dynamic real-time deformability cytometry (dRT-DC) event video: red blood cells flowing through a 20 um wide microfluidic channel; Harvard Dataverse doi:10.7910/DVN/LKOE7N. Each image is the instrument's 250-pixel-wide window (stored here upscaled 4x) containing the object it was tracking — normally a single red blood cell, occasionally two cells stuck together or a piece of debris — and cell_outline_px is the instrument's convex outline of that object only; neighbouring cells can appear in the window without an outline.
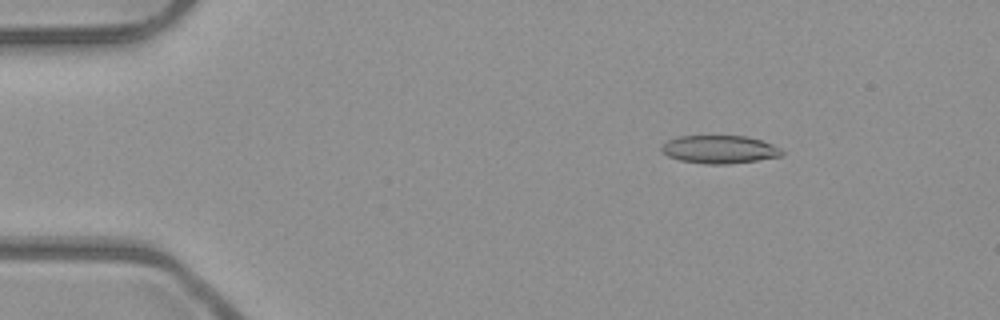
{"species": "common noctule bat (a hibernating species)", "species_latin": "Nyctalus noctula", "temperature_condition": "room temperature", "stored_images_in_passage": 49, "camera_frame_rate_fps": 3000, "um_per_image_px": 0.085, "animal": {"sex": "male", "body_mass_g": 23.1, "forearm_length_mm": 52.7}, "frame": {"image": 1, "passage_image": 5, "time_ms": 1.333, "image_size_px": [1000, 320], "cell_outline_px": [[784, 152], [780, 156], [756, 160], [728, 164], [704, 164], [680, 160], [668, 156], [660, 148], [668, 140], [680, 136], [744, 136], [760, 140], [772, 144], [780, 148]], "centroid_in_image_um": [61.15, 12.7], "position_along_channel_um": 23.8, "area_um2": 19.42}}
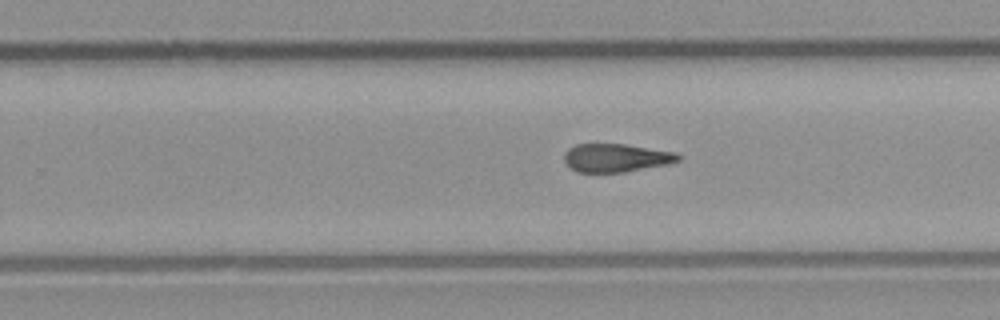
{"frame": {"image": 2, "passage_image": 30, "time_ms": 9.667, "image_size_px": [1000, 320], "cell_outline_px": [[680, 160], [668, 164], [624, 172], [576, 172], [564, 160], [564, 152], [568, 148], [576, 144], [624, 144], [676, 152], [680, 156]], "centroid_in_image_um": [52.36, 13.41], "position_along_channel_um": 277.4, "area_um2": 18.73}}
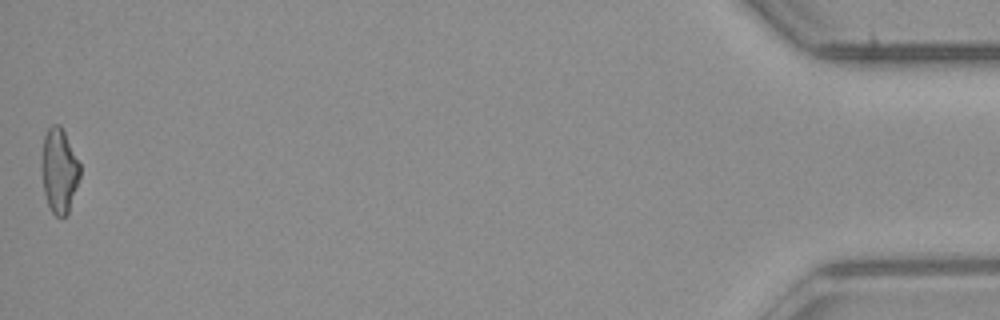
{"frame": {"image": 3, "passage_image": 49, "time_ms": 16.0, "image_size_px": [1000, 320], "cell_outline_px": [[80, 176], [68, 212], [64, 216], [56, 216], [52, 212], [48, 204], [44, 192], [40, 168], [40, 164], [44, 136], [48, 128], [52, 124], [60, 124], [80, 164]], "centroid_in_image_um": [5.0, 14.48], "position_along_channel_um": 430.2, "area_um2": 18.84}, "authors_computed_cell_mechanics": {"area_um2": 19.652, "velocity_mm_per_s": 4.0028, "shape_relaxation_time_tau1_ms": null, "shape_relaxation_time_tau2_ms": 3.9214, "deformation_change_tau1": null, "deformation_change_tau2": 0.1435}}